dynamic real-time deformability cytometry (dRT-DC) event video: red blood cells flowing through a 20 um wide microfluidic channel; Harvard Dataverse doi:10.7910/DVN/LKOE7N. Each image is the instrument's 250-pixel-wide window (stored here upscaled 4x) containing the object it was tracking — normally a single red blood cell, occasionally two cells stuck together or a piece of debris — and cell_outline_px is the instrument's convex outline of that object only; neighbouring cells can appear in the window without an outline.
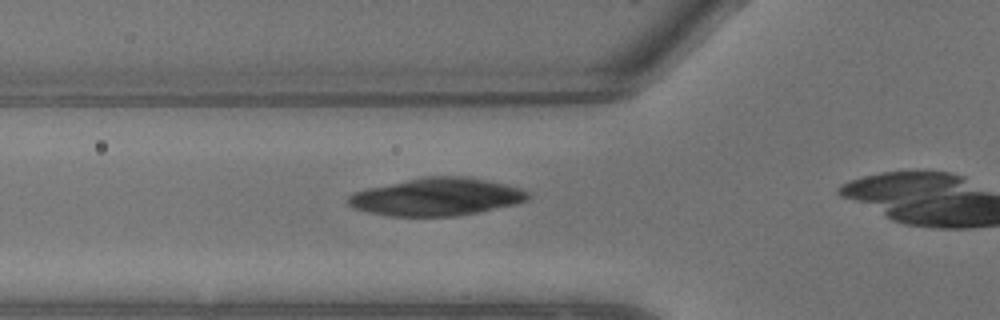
{"species": "common noctule bat (a hibernating species)", "species_latin": "Nyctalus noctula", "temperature_condition": "warm", "stored_images_in_passage": 8, "camera_frame_rate_fps": 3000, "um_per_image_px": 0.085, "animal": {"sex": "male", "body_mass_g": 13.3}, "frame": {"image": 1, "passage_image": 7, "time_ms": 2.0, "image_size_px": [1000, 320], "cell_outline_px": [[532, 196], [528, 200], [516, 204], [480, 212], [456, 216], [392, 216], [368, 212], [352, 208], [344, 200], [352, 192], [368, 188], [424, 176], [464, 176], [488, 180], [520, 188], [528, 192]], "centroid_in_image_um": [37.11, 16.73], "position_along_channel_um": 88.7, "area_um2": 39.71}}